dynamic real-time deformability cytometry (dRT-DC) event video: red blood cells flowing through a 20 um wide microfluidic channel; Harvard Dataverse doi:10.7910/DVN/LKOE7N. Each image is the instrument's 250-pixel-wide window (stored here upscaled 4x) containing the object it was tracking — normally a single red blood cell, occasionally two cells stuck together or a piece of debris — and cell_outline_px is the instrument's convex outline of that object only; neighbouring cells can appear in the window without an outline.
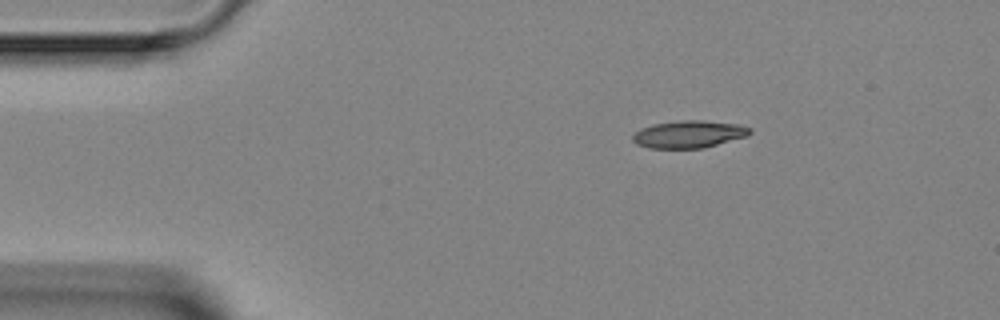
{"species": "Egyptian fruit bat (a non-hibernating species)", "species_latin": "Rousettus aegyptiacus", "temperature_condition": "room temperature", "stored_images_in_passage": 5, "camera_frame_rate_fps": 3000, "um_per_image_px": 0.085, "animal": {"sex": "female"}, "frame": {"image": 1, "passage_image": 1, "time_ms": 0.0, "image_size_px": [1000, 320], "cell_outline_px": [[752, 132], [748, 136], [704, 148], [648, 148], [636, 144], [632, 140], [632, 136], [640, 128], [652, 124], [680, 120], [704, 120], [740, 124], [752, 128]], "centroid_in_image_um": [58.58, 11.4], "position_along_channel_um": 26.4, "area_um2": 18.96}}
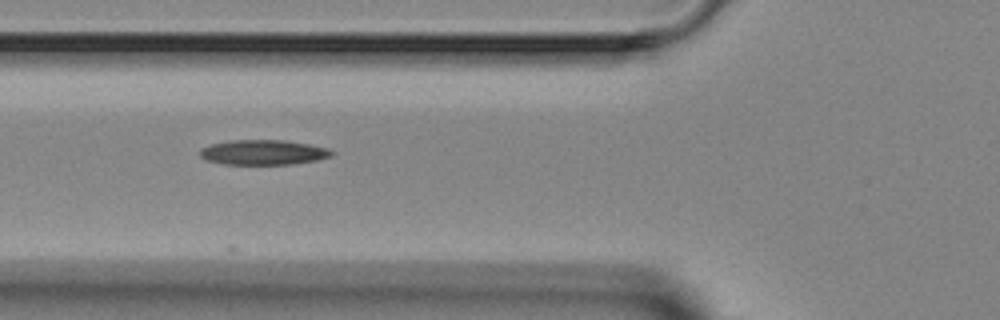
{"frame": {"image": 2, "passage_image": 4, "time_ms": 3.333, "image_size_px": [1000, 320], "cell_outline_px": [[332, 156], [316, 160], [292, 164], [224, 164], [204, 160], [200, 156], [200, 148], [212, 144], [232, 140], [288, 140], [328, 148], [332, 152]], "centroid_in_image_um": [22.35, 12.95], "position_along_channel_um": 103.4, "area_um2": 19.13}}
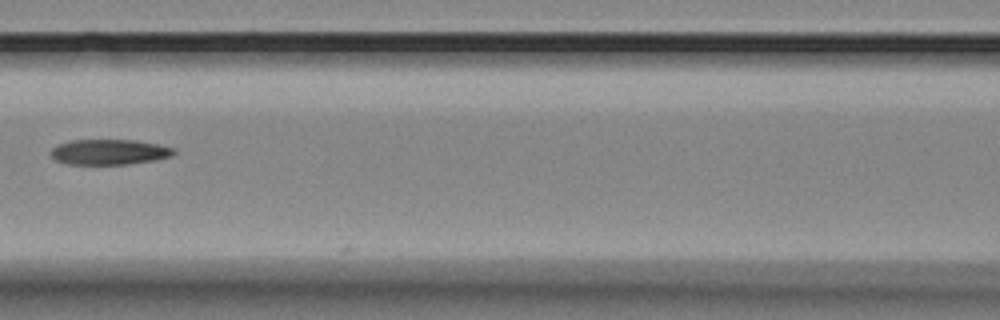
{"frame": {"image": 3, "passage_image": 5, "time_ms": 4.667, "image_size_px": [1000, 320], "cell_outline_px": [[176, 152], [172, 156], [156, 160], [128, 164], [64, 164], [56, 160], [52, 156], [52, 148], [68, 140], [136, 140], [160, 144], [176, 148]], "centroid_in_image_um": [9.35, 12.91], "position_along_channel_um": 157.3, "area_um2": 18.32}}